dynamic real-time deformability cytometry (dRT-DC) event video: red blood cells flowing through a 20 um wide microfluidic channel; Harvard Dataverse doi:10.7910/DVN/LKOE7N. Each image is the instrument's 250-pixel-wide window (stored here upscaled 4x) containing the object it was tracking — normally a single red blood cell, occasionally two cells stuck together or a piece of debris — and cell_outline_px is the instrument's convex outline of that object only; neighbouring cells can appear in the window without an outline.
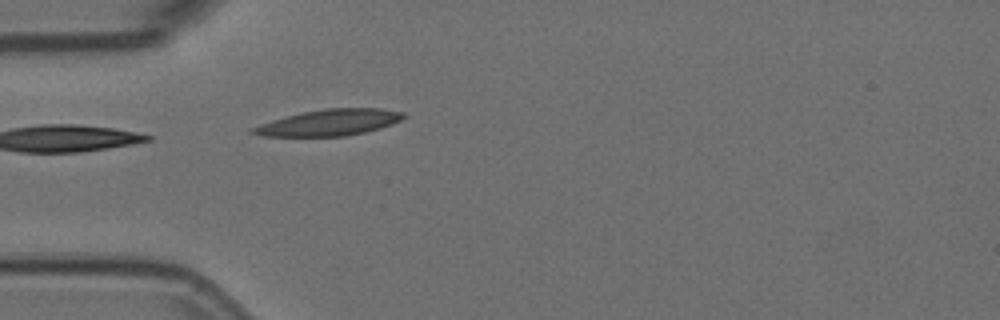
{"species": "Egyptian fruit bat (a non-hibernating species)", "species_latin": "Rousettus aegyptiacus", "temperature_condition": "room temperature", "stored_images_in_passage": 5, "camera_frame_rate_fps": 3000, "um_per_image_px": 0.085, "animal": {"sex": "female"}, "frame": {"image": 1, "passage_image": 5, "time_ms": 1.333, "image_size_px": [1000, 320], "cell_outline_px": [[408, 116], [392, 124], [380, 128], [364, 132], [344, 136], [260, 136], [248, 132], [248, 128], [272, 120], [300, 112], [324, 108], [380, 108], [404, 112]], "centroid_in_image_um": [27.96, 10.41], "position_along_channel_um": 57.0, "area_um2": 23.24}}